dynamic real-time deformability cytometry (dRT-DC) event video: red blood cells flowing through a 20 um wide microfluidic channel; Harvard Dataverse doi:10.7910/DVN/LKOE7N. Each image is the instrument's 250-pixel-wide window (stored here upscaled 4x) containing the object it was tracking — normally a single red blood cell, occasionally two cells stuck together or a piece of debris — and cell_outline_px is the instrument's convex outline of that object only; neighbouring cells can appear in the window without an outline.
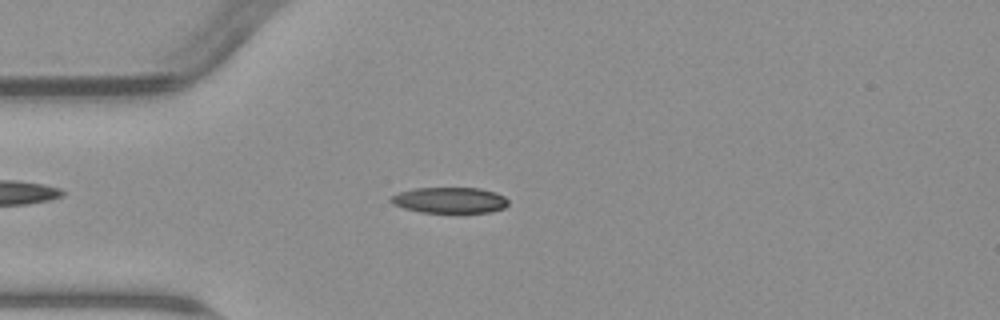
{"species": "common noctule bat (a hibernating species)", "species_latin": "Nyctalus noctula", "temperature_condition": "warm", "stored_images_in_passage": 1, "camera_frame_rate_fps": 3000, "um_per_image_px": 0.085, "animal": {"sex": "male", "body_mass_g": 23.1, "forearm_length_mm": 52.7}, "frame": {"image": 1, "passage_image": 1, "time_ms": 0.0, "image_size_px": [1000, 320], "cell_outline_px": [[508, 204], [504, 208], [492, 212], [420, 212], [404, 208], [392, 204], [388, 200], [392, 196], [400, 192], [416, 188], [480, 188], [496, 192], [504, 196], [508, 200]], "centroid_in_image_um": [38.24, 17.01], "position_along_channel_um": 46.8, "area_um2": 17.69}}